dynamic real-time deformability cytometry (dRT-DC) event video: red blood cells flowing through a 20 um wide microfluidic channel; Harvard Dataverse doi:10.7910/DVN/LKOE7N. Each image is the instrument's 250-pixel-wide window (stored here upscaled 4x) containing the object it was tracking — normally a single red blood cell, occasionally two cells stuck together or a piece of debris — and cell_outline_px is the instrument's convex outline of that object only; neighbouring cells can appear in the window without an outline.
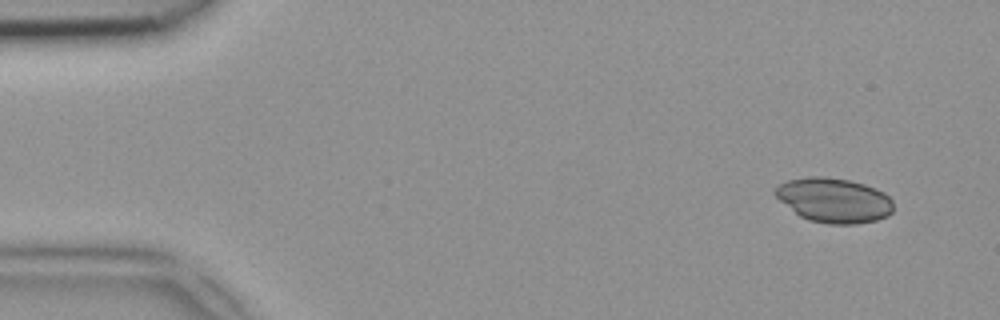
{"species": "common noctule bat (a hibernating species)", "species_latin": "Nyctalus noctula", "temperature_condition": "room temperature", "stored_images_in_passage": 45, "camera_frame_rate_fps": 3000, "um_per_image_px": 0.085, "animal": {"sex": "female", "body_mass_g": 18.4}, "frame": {"image": 1, "passage_image": 3, "time_ms": 0.667, "image_size_px": [1000, 320], "cell_outline_px": [[892, 212], [888, 216], [876, 220], [856, 224], [828, 224], [808, 220], [800, 216], [780, 200], [772, 192], [780, 184], [788, 180], [808, 176], [820, 176], [848, 180], [864, 184], [884, 192], [892, 200]], "centroid_in_image_um": [70.89, 17.02], "position_along_channel_um": 14.1, "area_um2": 30.63}}
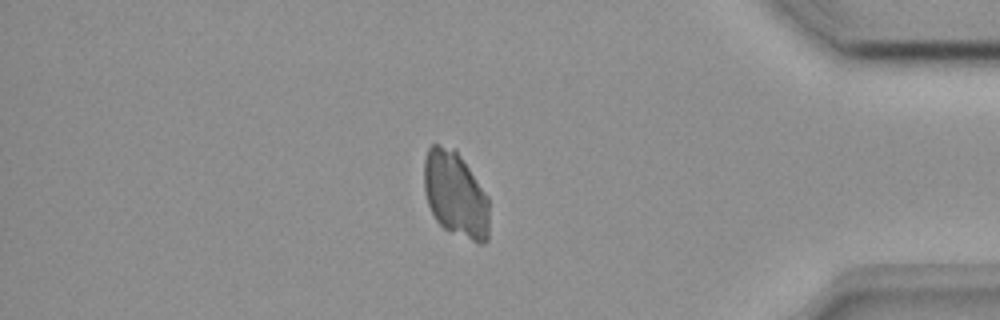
{"frame": {"image": 2, "passage_image": 40, "time_ms": 13.0, "image_size_px": [1000, 320], "cell_outline_px": [[488, 240], [484, 244], [476, 244], [448, 232], [436, 220], [428, 204], [424, 192], [424, 160], [428, 148], [432, 144], [440, 144], [456, 148], [488, 196]], "centroid_in_image_um": [38.72, 16.54], "position_along_channel_um": 396.5, "area_um2": 33.18}}